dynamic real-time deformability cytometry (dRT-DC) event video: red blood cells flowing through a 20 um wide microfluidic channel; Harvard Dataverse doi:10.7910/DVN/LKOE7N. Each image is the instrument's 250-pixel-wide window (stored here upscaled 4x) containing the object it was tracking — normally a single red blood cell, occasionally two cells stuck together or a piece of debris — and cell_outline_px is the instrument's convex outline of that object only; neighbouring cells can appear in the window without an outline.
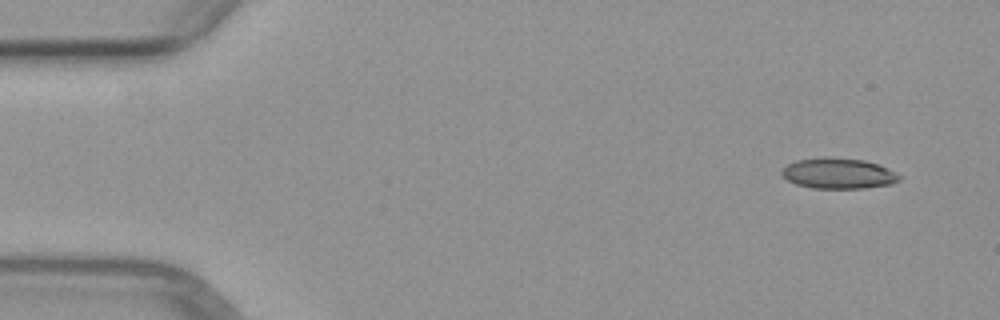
{"species": "common noctule bat (a hibernating species)", "species_latin": "Nyctalus noctula", "temperature_condition": "warm", "stored_images_in_passage": 4, "camera_frame_rate_fps": 3000, "um_per_image_px": 0.085, "animal": {"sex": "female", "body_mass_g": 29.2, "forearm_length_mm": 56.3}, "frame": {"image": 1, "passage_image": 1, "time_ms": 0.0, "image_size_px": [1000, 320], "cell_outline_px": [[904, 176], [900, 180], [892, 184], [864, 188], [812, 188], [796, 184], [780, 176], [780, 172], [788, 164], [796, 160], [864, 160], [888, 168]], "centroid_in_image_um": [71.31, 14.8], "position_along_channel_um": 13.7, "area_um2": 20.23}}